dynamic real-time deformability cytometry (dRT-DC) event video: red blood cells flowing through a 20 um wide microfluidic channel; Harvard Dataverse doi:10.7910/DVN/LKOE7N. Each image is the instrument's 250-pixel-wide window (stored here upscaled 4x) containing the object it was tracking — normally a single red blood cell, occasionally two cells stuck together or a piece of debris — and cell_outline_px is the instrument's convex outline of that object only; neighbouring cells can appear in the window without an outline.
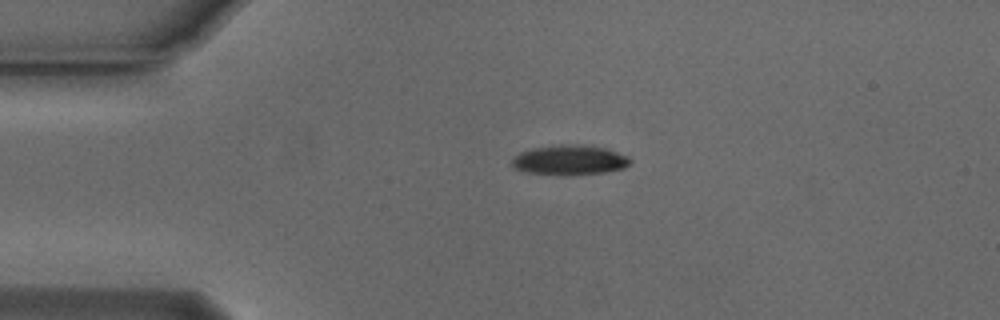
{"species": "Egyptian fruit bat (a non-hibernating species)", "species_latin": "Rousettus aegyptiacus", "temperature_condition": "cold", "stored_images_in_passage": 43, "camera_frame_rate_fps": 3000, "um_per_image_px": 0.085, "animal": {"sex": "male"}, "frame": {"image": 1, "passage_image": 1, "time_ms": 0.0, "image_size_px": [1000, 320], "cell_outline_px": [[632, 160], [624, 168], [604, 172], [560, 176], [524, 172], [516, 168], [512, 164], [512, 160], [520, 152], [532, 148], [552, 144], [580, 144], [608, 148], [628, 156]], "centroid_in_image_um": [48.42, 13.59], "position_along_channel_um": 36.6, "area_um2": 20.92}}
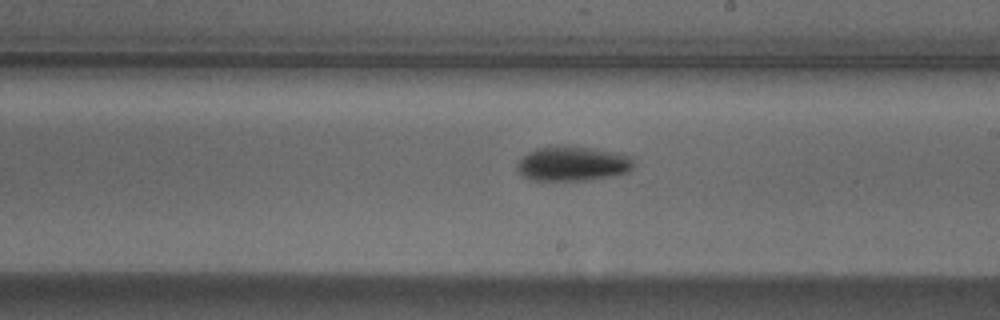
{"frame": {"image": 2, "passage_image": 20, "time_ms": 6.333, "image_size_px": [1000, 320], "cell_outline_px": [[632, 168], [628, 172], [592, 180], [532, 180], [524, 176], [516, 168], [516, 164], [528, 152], [536, 148], [560, 144], [568, 144], [624, 152], [632, 156]], "centroid_in_image_um": [48.71, 13.87], "position_along_channel_um": 240.3, "area_um2": 24.16}}
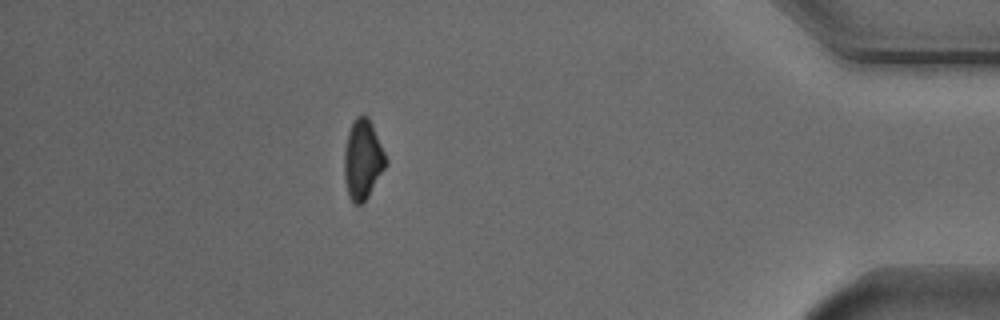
{"frame": {"image": 3, "passage_image": 37, "time_ms": 12.0, "image_size_px": [1000, 320], "cell_outline_px": [[388, 164], [364, 204], [352, 204], [348, 196], [344, 180], [344, 148], [348, 132], [356, 116], [368, 116], [372, 124], [388, 160]], "centroid_in_image_um": [30.83, 13.62], "position_along_channel_um": 404.4, "area_um2": 19.65}, "authors_computed_cell_mechanics": {"area_um2": 21.2704, "velocity_mm_per_s": 3.7666, "shape_relaxation_time_tau1_ms": 2.5999, "shape_relaxation_time_tau2_ms": null, "deformation_change_tau1": 0.1252, "deformation_change_tau2": null}}